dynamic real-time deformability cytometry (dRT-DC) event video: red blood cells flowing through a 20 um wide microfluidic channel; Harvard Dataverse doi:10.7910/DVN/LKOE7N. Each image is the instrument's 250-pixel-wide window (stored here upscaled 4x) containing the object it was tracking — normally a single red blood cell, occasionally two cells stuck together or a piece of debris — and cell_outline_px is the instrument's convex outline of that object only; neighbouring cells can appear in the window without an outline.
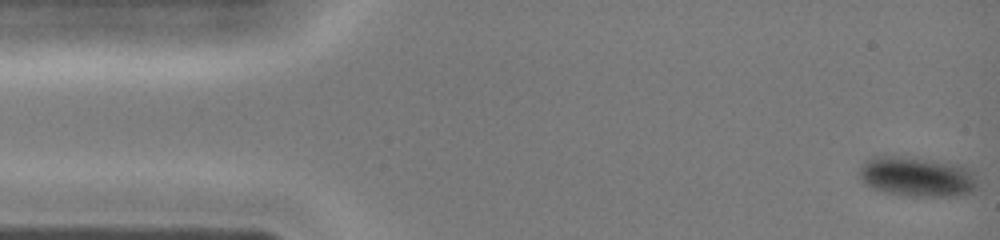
{"species": "common noctule bat (a hibernating species)", "species_latin": "Nyctalus noctula", "temperature_condition": "cold", "stored_images_in_passage": 41, "camera_frame_rate_fps": 3000, "um_per_image_px": 0.085, "animal": {"sex": "female", "body_mass_g": 19.0, "forearm_length_mm": 51.5}, "frame": {"image": 1, "passage_image": 1, "time_ms": 0.0, "image_size_px": [1000, 240], "cell_outline_px": [[976, 188], [972, 192], [960, 196], [904, 196], [884, 192], [872, 188], [864, 184], [860, 176], [860, 168], [864, 160], [872, 156], [896, 156], [936, 160], [964, 164], [972, 168], [976, 172]], "centroid_in_image_um": [78.0, 15.01], "position_along_channel_um": 7.0, "area_um2": 28.21}}
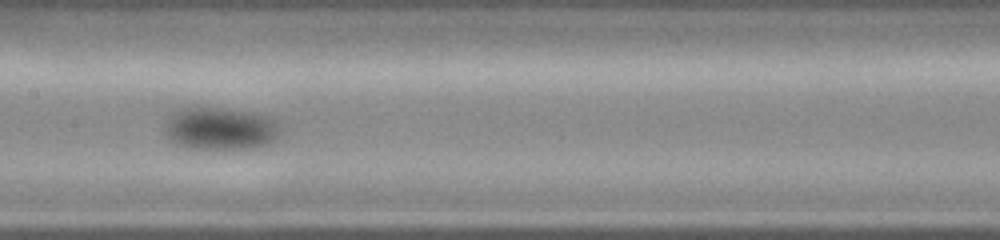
{"frame": {"image": 2, "passage_image": 20, "time_ms": 6.333, "image_size_px": [1000, 240], "cell_outline_px": [[280, 136], [268, 144], [252, 148], [184, 148], [168, 140], [164, 132], [164, 124], [168, 116], [180, 108], [200, 104], [204, 104], [252, 112], [272, 116], [280, 120]], "centroid_in_image_um": [18.71, 10.87], "position_along_channel_um": 188.7, "area_um2": 30.06}}
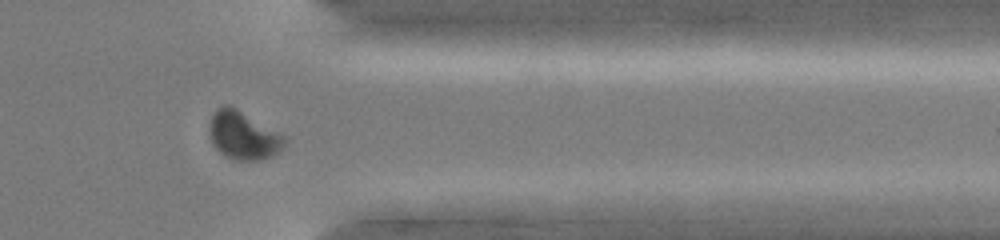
{"frame": {"image": 3, "passage_image": 33, "time_ms": 10.667, "image_size_px": [1000, 240], "cell_outline_px": [[288, 140], [284, 148], [272, 156], [260, 160], [236, 160], [220, 152], [212, 144], [208, 132], [208, 124], [216, 108], [224, 104], [228, 104], [236, 108], [284, 136]], "centroid_in_image_um": [20.65, 11.51], "position_along_channel_um": 390.7, "area_um2": 21.1}}